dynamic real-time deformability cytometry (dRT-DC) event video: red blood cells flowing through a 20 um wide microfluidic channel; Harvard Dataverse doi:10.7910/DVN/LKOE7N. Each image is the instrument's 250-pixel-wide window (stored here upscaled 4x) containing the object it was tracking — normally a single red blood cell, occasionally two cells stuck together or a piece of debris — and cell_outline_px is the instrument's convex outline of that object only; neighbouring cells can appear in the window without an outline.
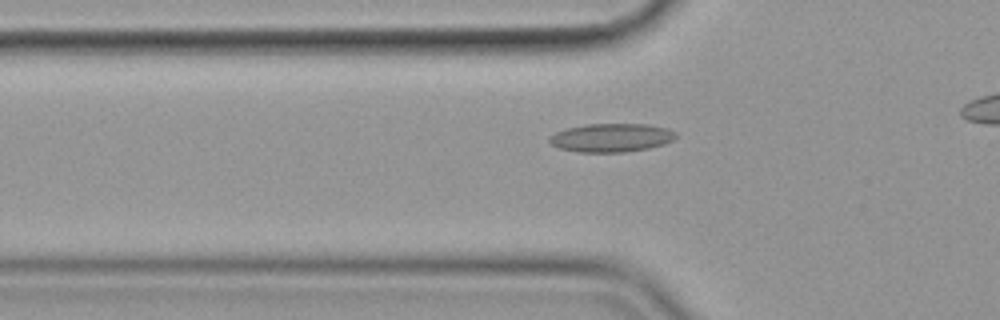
{"species": "common noctule bat (a hibernating species)", "species_latin": "Nyctalus noctula", "temperature_condition": "cold", "stored_images_in_passage": 30, "camera_frame_rate_fps": 3000, "um_per_image_px": 0.085, "animal": {"sex": "female", "body_mass_g": 19.9}, "frame": {"image": 1, "passage_image": 2, "time_ms": 0.333, "image_size_px": [1000, 320], "cell_outline_px": [[676, 136], [672, 140], [664, 144], [648, 148], [624, 152], [576, 152], [560, 148], [552, 144], [548, 140], [548, 136], [556, 132], [568, 128], [588, 124], [648, 124], [668, 128], [676, 132]], "centroid_in_image_um": [51.97, 11.7], "position_along_channel_um": 73.8, "area_um2": 20.98}}
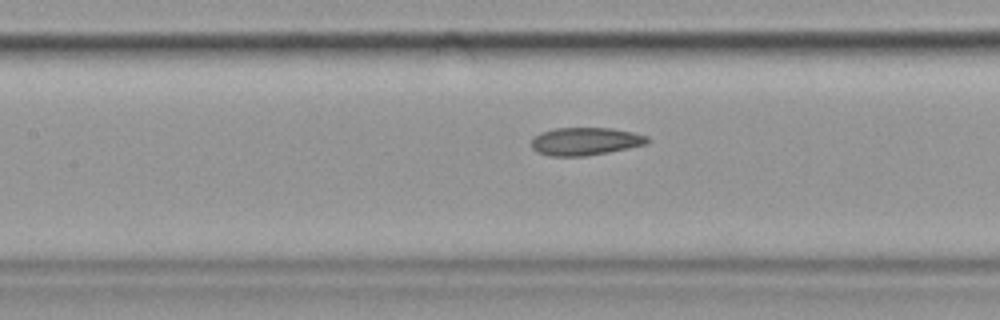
{"frame": {"image": 2, "passage_image": 9, "time_ms": 2.667, "image_size_px": [1000, 320], "cell_outline_px": [[652, 140], [648, 144], [608, 152], [584, 156], [552, 156], [536, 152], [532, 148], [532, 136], [540, 132], [556, 128], [612, 128], [632, 132], [648, 136]], "centroid_in_image_um": [49.76, 12.01], "position_along_channel_um": 157.6, "area_um2": 18.96}}
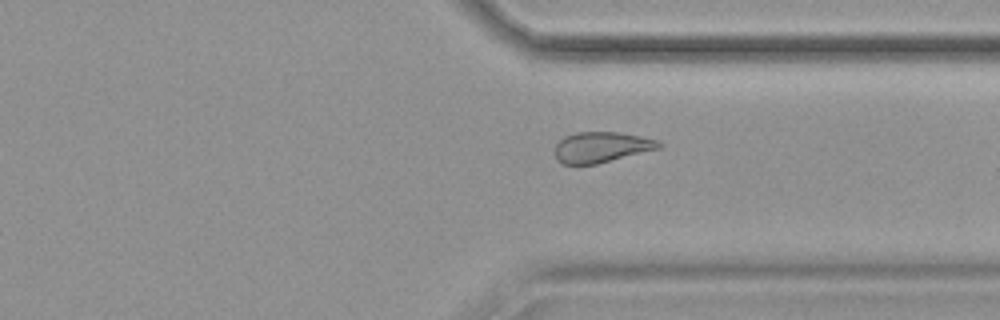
{"frame": {"image": 3, "passage_image": 26, "time_ms": 8.333, "image_size_px": [1000, 320], "cell_outline_px": [[664, 144], [660, 148], [596, 164], [564, 164], [556, 160], [556, 144], [564, 136], [576, 132], [620, 132], [640, 136], [656, 140]], "centroid_in_image_um": [51.12, 12.5], "position_along_channel_um": 360.3, "area_um2": 18.44}}